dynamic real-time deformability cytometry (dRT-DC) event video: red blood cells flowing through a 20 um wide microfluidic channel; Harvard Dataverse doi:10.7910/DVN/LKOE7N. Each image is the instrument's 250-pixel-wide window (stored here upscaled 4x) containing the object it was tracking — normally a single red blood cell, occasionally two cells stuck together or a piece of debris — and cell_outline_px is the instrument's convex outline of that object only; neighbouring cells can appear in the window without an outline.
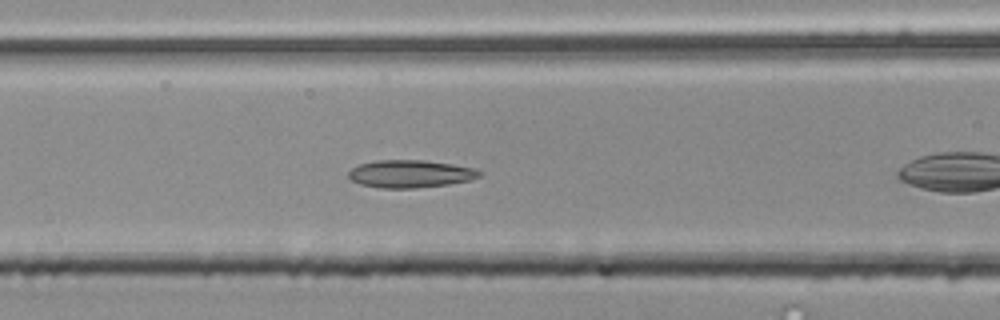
{"species": "common noctule bat (a hibernating species)", "species_latin": "Nyctalus noctula", "temperature_condition": "room temperature", "stored_images_in_passage": 41, "camera_frame_rate_fps": 3000, "um_per_image_px": 0.085, "animal": {"sex": "male", "body_mass_g": 20.4}, "frame": {"image": 1, "passage_image": 8, "time_ms": 2.333, "image_size_px": [1000, 320], "cell_outline_px": [[484, 172], [480, 176], [468, 180], [448, 184], [416, 188], [384, 188], [360, 184], [352, 180], [348, 176], [348, 172], [352, 168], [360, 164], [376, 160], [424, 160], [452, 164], [476, 168]], "centroid_in_image_um": [34.89, 14.77], "position_along_channel_um": 131.7, "area_um2": 21.04}}
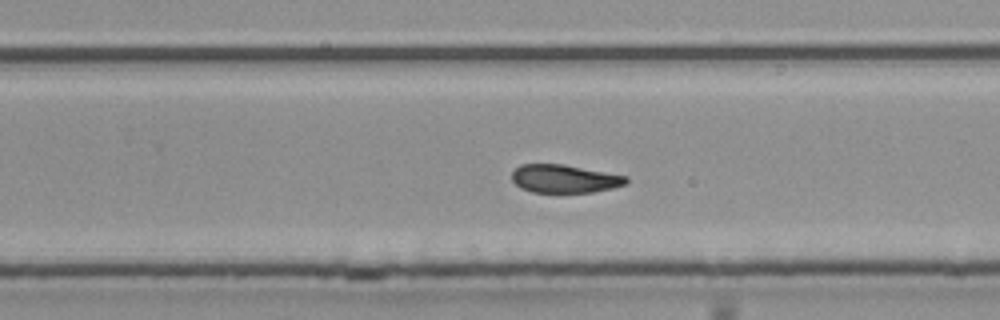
{"frame": {"image": 2, "passage_image": 20, "time_ms": 6.333, "image_size_px": [1000, 320], "cell_outline_px": [[628, 184], [612, 188], [592, 192], [532, 192], [520, 188], [512, 180], [512, 172], [520, 164], [564, 164], [628, 176]], "centroid_in_image_um": [47.99, 15.19], "position_along_channel_um": 281.8, "area_um2": 18.84}}
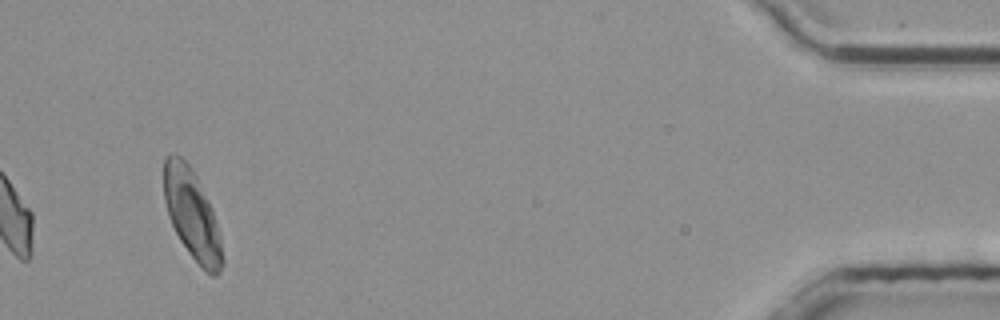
{"frame": {"image": 3, "passage_image": 41, "time_ms": 13.333, "image_size_px": [1000, 320], "cell_outline_px": [[224, 264], [220, 272], [216, 276], [212, 276], [204, 272], [188, 252], [180, 240], [168, 216], [164, 200], [164, 160], [172, 152], [176, 152], [192, 168], [212, 208], [220, 236], [224, 256]], "centroid_in_image_um": [16.34, 18.27], "position_along_channel_um": 418.9, "area_um2": 30.75}, "authors_computed_cell_mechanics": {"area_um2": 19.8832, "velocity_mm_per_s": 3.7581, "shape_relaxation_time_tau1_ms": null, "shape_relaxation_time_tau2_ms": 2.2434, "deformation_change_tau1": null, "deformation_change_tau2": 0.0636}}